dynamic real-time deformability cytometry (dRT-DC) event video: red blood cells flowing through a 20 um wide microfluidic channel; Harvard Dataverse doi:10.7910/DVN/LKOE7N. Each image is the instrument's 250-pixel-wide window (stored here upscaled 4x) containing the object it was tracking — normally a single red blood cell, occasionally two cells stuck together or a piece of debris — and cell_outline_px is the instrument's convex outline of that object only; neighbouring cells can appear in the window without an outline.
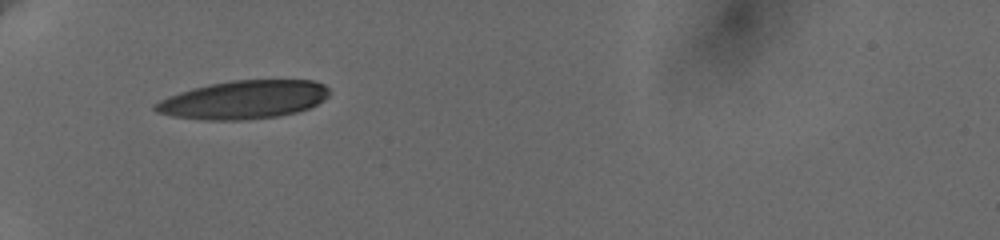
{"species": "human", "species_latin": "Homo sapiens", "temperature_condition": "cold", "stored_images_in_passage": 3, "camera_frame_rate_fps": 3000, "um_per_image_px": 0.085, "donor": {"sex": "female"}, "frame": {"image": 1, "passage_image": 1, "time_ms": 0.0, "image_size_px": [1000, 240], "cell_outline_px": [[328, 96], [324, 100], [308, 108], [296, 112], [276, 116], [240, 120], [204, 120], [172, 116], [156, 112], [152, 108], [152, 104], [168, 96], [192, 88], [232, 80], [312, 80], [324, 84], [328, 88]], "centroid_in_image_um": [20.68, 8.47], "position_along_channel_um": 64.3, "area_um2": 38.78}}
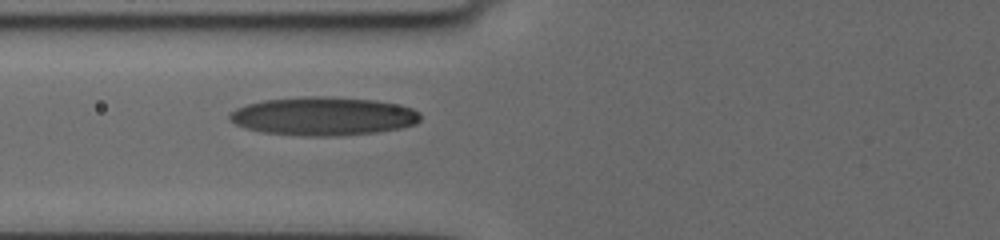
{"frame": {"image": 2, "passage_image": 3, "time_ms": 1.333, "image_size_px": [1000, 240], "cell_outline_px": [[420, 120], [416, 124], [400, 128], [372, 132], [328, 136], [308, 136], [264, 132], [244, 128], [228, 120], [228, 116], [236, 108], [248, 104], [264, 100], [304, 96], [324, 96], [376, 100], [396, 104], [412, 108], [420, 112]], "centroid_in_image_um": [27.47, 9.86], "position_along_channel_um": 98.3, "area_um2": 42.54}}